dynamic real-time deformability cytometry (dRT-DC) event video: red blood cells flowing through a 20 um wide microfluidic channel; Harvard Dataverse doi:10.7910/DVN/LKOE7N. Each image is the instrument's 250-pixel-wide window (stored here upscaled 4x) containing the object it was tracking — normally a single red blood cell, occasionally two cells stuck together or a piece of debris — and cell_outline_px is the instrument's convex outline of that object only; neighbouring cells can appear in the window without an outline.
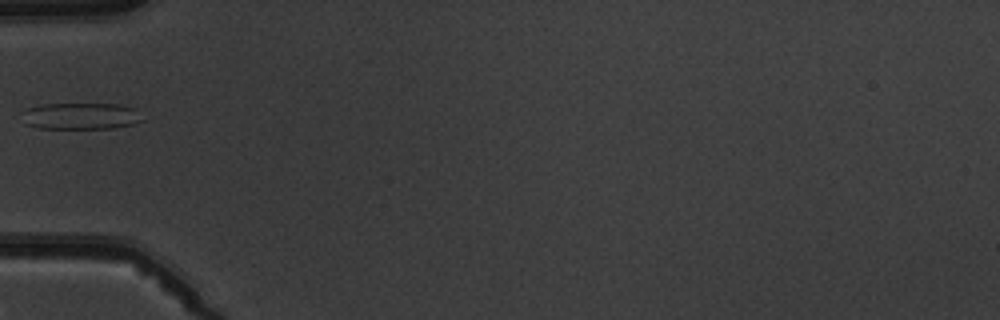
{"species": "common noctule bat (a hibernating species)", "species_latin": "Nyctalus noctula", "temperature_condition": "warm", "stored_images_in_passage": 1, "camera_frame_rate_fps": 3000, "um_per_image_px": 0.085, "animal": {"sex": "male", "body_mass_g": 19.5, "forearm_length_mm": 54.6}, "frame": {"image": 1, "passage_image": 1, "time_ms": 0.0, "image_size_px": [1000, 320], "cell_outline_px": [[144, 120], [132, 124], [112, 128], [36, 128], [24, 124], [20, 112], [28, 108], [40, 104], [120, 104], [136, 108]], "centroid_in_image_um": [6.83, 9.86], "position_along_channel_um": 78.2, "area_um2": 18.9}}